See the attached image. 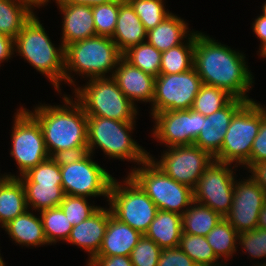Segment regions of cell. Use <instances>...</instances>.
I'll use <instances>...</instances> for the list:
<instances>
[{"mask_svg": "<svg viewBox=\"0 0 266 266\" xmlns=\"http://www.w3.org/2000/svg\"><path fill=\"white\" fill-rule=\"evenodd\" d=\"M246 63L242 53L202 32H194L193 67L202 84L221 88L234 98L253 101L247 93L252 89L254 76Z\"/></svg>", "mask_w": 266, "mask_h": 266, "instance_id": "obj_1", "label": "cell"}, {"mask_svg": "<svg viewBox=\"0 0 266 266\" xmlns=\"http://www.w3.org/2000/svg\"><path fill=\"white\" fill-rule=\"evenodd\" d=\"M63 97V106L41 104L33 112L26 109L39 122L47 152L55 158L88 152L87 115L75 98Z\"/></svg>", "mask_w": 266, "mask_h": 266, "instance_id": "obj_2", "label": "cell"}, {"mask_svg": "<svg viewBox=\"0 0 266 266\" xmlns=\"http://www.w3.org/2000/svg\"><path fill=\"white\" fill-rule=\"evenodd\" d=\"M122 56L114 41L108 36L96 35L71 43L65 47L64 81L76 86L74 76L69 73L72 71L90 79L106 77V73L109 72L113 75Z\"/></svg>", "mask_w": 266, "mask_h": 266, "instance_id": "obj_3", "label": "cell"}, {"mask_svg": "<svg viewBox=\"0 0 266 266\" xmlns=\"http://www.w3.org/2000/svg\"><path fill=\"white\" fill-rule=\"evenodd\" d=\"M38 19L34 13L26 22L14 39V50L47 77L58 92H61L60 84L64 81L65 48L62 44L58 48L54 47Z\"/></svg>", "mask_w": 266, "mask_h": 266, "instance_id": "obj_4", "label": "cell"}, {"mask_svg": "<svg viewBox=\"0 0 266 266\" xmlns=\"http://www.w3.org/2000/svg\"><path fill=\"white\" fill-rule=\"evenodd\" d=\"M135 123L87 116L88 152L93 154L99 147L109 158L137 162L140 167L149 158L150 153L130 136Z\"/></svg>", "mask_w": 266, "mask_h": 266, "instance_id": "obj_5", "label": "cell"}, {"mask_svg": "<svg viewBox=\"0 0 266 266\" xmlns=\"http://www.w3.org/2000/svg\"><path fill=\"white\" fill-rule=\"evenodd\" d=\"M74 93L75 99L81 104L87 116L121 122H135L137 118V106L124 95L110 76L91 78L83 87H76Z\"/></svg>", "mask_w": 266, "mask_h": 266, "instance_id": "obj_6", "label": "cell"}, {"mask_svg": "<svg viewBox=\"0 0 266 266\" xmlns=\"http://www.w3.org/2000/svg\"><path fill=\"white\" fill-rule=\"evenodd\" d=\"M128 175L149 196L157 209L182 215L193 200V189L167 176L150 158Z\"/></svg>", "mask_w": 266, "mask_h": 266, "instance_id": "obj_7", "label": "cell"}, {"mask_svg": "<svg viewBox=\"0 0 266 266\" xmlns=\"http://www.w3.org/2000/svg\"><path fill=\"white\" fill-rule=\"evenodd\" d=\"M91 158L89 152L58 157L63 191L65 195L72 196H104L108 201L114 177Z\"/></svg>", "mask_w": 266, "mask_h": 266, "instance_id": "obj_8", "label": "cell"}, {"mask_svg": "<svg viewBox=\"0 0 266 266\" xmlns=\"http://www.w3.org/2000/svg\"><path fill=\"white\" fill-rule=\"evenodd\" d=\"M260 128V103L247 101L233 116L221 150L214 160L246 167L251 163V149Z\"/></svg>", "mask_w": 266, "mask_h": 266, "instance_id": "obj_9", "label": "cell"}, {"mask_svg": "<svg viewBox=\"0 0 266 266\" xmlns=\"http://www.w3.org/2000/svg\"><path fill=\"white\" fill-rule=\"evenodd\" d=\"M123 184L113 178L108 197L112 215L142 235L154 220L157 206L140 186L129 176Z\"/></svg>", "mask_w": 266, "mask_h": 266, "instance_id": "obj_10", "label": "cell"}, {"mask_svg": "<svg viewBox=\"0 0 266 266\" xmlns=\"http://www.w3.org/2000/svg\"><path fill=\"white\" fill-rule=\"evenodd\" d=\"M12 129L10 155L19 168L20 174L18 176H21L50 156L39 122L26 108L20 107L17 113L15 112Z\"/></svg>", "mask_w": 266, "mask_h": 266, "instance_id": "obj_11", "label": "cell"}, {"mask_svg": "<svg viewBox=\"0 0 266 266\" xmlns=\"http://www.w3.org/2000/svg\"><path fill=\"white\" fill-rule=\"evenodd\" d=\"M234 167V168H233ZM238 166L213 161L199 178L193 189V200L203 204L225 218L232 206L235 172Z\"/></svg>", "mask_w": 266, "mask_h": 266, "instance_id": "obj_12", "label": "cell"}, {"mask_svg": "<svg viewBox=\"0 0 266 266\" xmlns=\"http://www.w3.org/2000/svg\"><path fill=\"white\" fill-rule=\"evenodd\" d=\"M201 85L194 67L187 72L160 74L155 78L151 116L163 111L191 109Z\"/></svg>", "mask_w": 266, "mask_h": 266, "instance_id": "obj_13", "label": "cell"}, {"mask_svg": "<svg viewBox=\"0 0 266 266\" xmlns=\"http://www.w3.org/2000/svg\"><path fill=\"white\" fill-rule=\"evenodd\" d=\"M152 162L167 176L194 189L204 170L214 157L196 145L173 146L161 154L159 161L149 155Z\"/></svg>", "mask_w": 266, "mask_h": 266, "instance_id": "obj_14", "label": "cell"}, {"mask_svg": "<svg viewBox=\"0 0 266 266\" xmlns=\"http://www.w3.org/2000/svg\"><path fill=\"white\" fill-rule=\"evenodd\" d=\"M152 118L155 121L153 138L168 148L193 145L202 129V114L192 109L163 111Z\"/></svg>", "mask_w": 266, "mask_h": 266, "instance_id": "obj_15", "label": "cell"}, {"mask_svg": "<svg viewBox=\"0 0 266 266\" xmlns=\"http://www.w3.org/2000/svg\"><path fill=\"white\" fill-rule=\"evenodd\" d=\"M233 191L231 210L225 219L238 233L254 230L266 201L265 192L251 177L239 182L236 180Z\"/></svg>", "mask_w": 266, "mask_h": 266, "instance_id": "obj_16", "label": "cell"}, {"mask_svg": "<svg viewBox=\"0 0 266 266\" xmlns=\"http://www.w3.org/2000/svg\"><path fill=\"white\" fill-rule=\"evenodd\" d=\"M247 101L233 98L225 107L209 116L202 115V129L194 145L206 150L213 157L221 150L222 143L234 114Z\"/></svg>", "mask_w": 266, "mask_h": 266, "instance_id": "obj_17", "label": "cell"}, {"mask_svg": "<svg viewBox=\"0 0 266 266\" xmlns=\"http://www.w3.org/2000/svg\"><path fill=\"white\" fill-rule=\"evenodd\" d=\"M110 77L134 105L136 101L149 102L152 105L156 77L131 65L123 57Z\"/></svg>", "mask_w": 266, "mask_h": 266, "instance_id": "obj_18", "label": "cell"}, {"mask_svg": "<svg viewBox=\"0 0 266 266\" xmlns=\"http://www.w3.org/2000/svg\"><path fill=\"white\" fill-rule=\"evenodd\" d=\"M111 214L110 208L100 207L88 219L73 226L66 242L78 245L79 248L88 252V261H90L101 247Z\"/></svg>", "mask_w": 266, "mask_h": 266, "instance_id": "obj_19", "label": "cell"}, {"mask_svg": "<svg viewBox=\"0 0 266 266\" xmlns=\"http://www.w3.org/2000/svg\"><path fill=\"white\" fill-rule=\"evenodd\" d=\"M62 21V45L96 36L92 7L87 5L57 4Z\"/></svg>", "mask_w": 266, "mask_h": 266, "instance_id": "obj_20", "label": "cell"}, {"mask_svg": "<svg viewBox=\"0 0 266 266\" xmlns=\"http://www.w3.org/2000/svg\"><path fill=\"white\" fill-rule=\"evenodd\" d=\"M147 30L127 0H119L118 19L111 39L123 54L129 48L145 42Z\"/></svg>", "mask_w": 266, "mask_h": 266, "instance_id": "obj_21", "label": "cell"}, {"mask_svg": "<svg viewBox=\"0 0 266 266\" xmlns=\"http://www.w3.org/2000/svg\"><path fill=\"white\" fill-rule=\"evenodd\" d=\"M141 237L142 234L139 231L111 214L101 247L95 256H130Z\"/></svg>", "mask_w": 266, "mask_h": 266, "instance_id": "obj_22", "label": "cell"}, {"mask_svg": "<svg viewBox=\"0 0 266 266\" xmlns=\"http://www.w3.org/2000/svg\"><path fill=\"white\" fill-rule=\"evenodd\" d=\"M3 228L21 247L48 245L41 216L37 217L30 210L9 221Z\"/></svg>", "mask_w": 266, "mask_h": 266, "instance_id": "obj_23", "label": "cell"}, {"mask_svg": "<svg viewBox=\"0 0 266 266\" xmlns=\"http://www.w3.org/2000/svg\"><path fill=\"white\" fill-rule=\"evenodd\" d=\"M184 19L171 13L155 28L147 31V42L158 51L164 52L183 43L193 33ZM190 32V34H189Z\"/></svg>", "mask_w": 266, "mask_h": 266, "instance_id": "obj_24", "label": "cell"}, {"mask_svg": "<svg viewBox=\"0 0 266 266\" xmlns=\"http://www.w3.org/2000/svg\"><path fill=\"white\" fill-rule=\"evenodd\" d=\"M182 233V215L158 209L145 236L163 249L178 247Z\"/></svg>", "mask_w": 266, "mask_h": 266, "instance_id": "obj_25", "label": "cell"}, {"mask_svg": "<svg viewBox=\"0 0 266 266\" xmlns=\"http://www.w3.org/2000/svg\"><path fill=\"white\" fill-rule=\"evenodd\" d=\"M27 208L24 186L18 177H6L0 183V224L23 214Z\"/></svg>", "mask_w": 266, "mask_h": 266, "instance_id": "obj_26", "label": "cell"}, {"mask_svg": "<svg viewBox=\"0 0 266 266\" xmlns=\"http://www.w3.org/2000/svg\"><path fill=\"white\" fill-rule=\"evenodd\" d=\"M221 219L211 208L193 201L182 214V232L206 236Z\"/></svg>", "mask_w": 266, "mask_h": 266, "instance_id": "obj_27", "label": "cell"}, {"mask_svg": "<svg viewBox=\"0 0 266 266\" xmlns=\"http://www.w3.org/2000/svg\"><path fill=\"white\" fill-rule=\"evenodd\" d=\"M25 190L27 208L40 212L59 207L65 193L61 184L22 183Z\"/></svg>", "mask_w": 266, "mask_h": 266, "instance_id": "obj_28", "label": "cell"}, {"mask_svg": "<svg viewBox=\"0 0 266 266\" xmlns=\"http://www.w3.org/2000/svg\"><path fill=\"white\" fill-rule=\"evenodd\" d=\"M185 41L162 52L160 74L182 73L193 68L194 31Z\"/></svg>", "mask_w": 266, "mask_h": 266, "instance_id": "obj_29", "label": "cell"}, {"mask_svg": "<svg viewBox=\"0 0 266 266\" xmlns=\"http://www.w3.org/2000/svg\"><path fill=\"white\" fill-rule=\"evenodd\" d=\"M33 14L17 1L0 0V33L15 39Z\"/></svg>", "mask_w": 266, "mask_h": 266, "instance_id": "obj_30", "label": "cell"}, {"mask_svg": "<svg viewBox=\"0 0 266 266\" xmlns=\"http://www.w3.org/2000/svg\"><path fill=\"white\" fill-rule=\"evenodd\" d=\"M238 235L239 233L234 227L225 218H222L205 237L215 255L219 259L227 258V261L237 251Z\"/></svg>", "mask_w": 266, "mask_h": 266, "instance_id": "obj_31", "label": "cell"}, {"mask_svg": "<svg viewBox=\"0 0 266 266\" xmlns=\"http://www.w3.org/2000/svg\"><path fill=\"white\" fill-rule=\"evenodd\" d=\"M178 247L198 266H227L218 262L205 236L182 233Z\"/></svg>", "mask_w": 266, "mask_h": 266, "instance_id": "obj_32", "label": "cell"}, {"mask_svg": "<svg viewBox=\"0 0 266 266\" xmlns=\"http://www.w3.org/2000/svg\"><path fill=\"white\" fill-rule=\"evenodd\" d=\"M122 57L145 73L154 77L160 75L162 52L147 41L129 48Z\"/></svg>", "mask_w": 266, "mask_h": 266, "instance_id": "obj_33", "label": "cell"}, {"mask_svg": "<svg viewBox=\"0 0 266 266\" xmlns=\"http://www.w3.org/2000/svg\"><path fill=\"white\" fill-rule=\"evenodd\" d=\"M44 233L49 245L56 244L58 241H67L73 225L69 222L60 207L45 209L39 212Z\"/></svg>", "mask_w": 266, "mask_h": 266, "instance_id": "obj_34", "label": "cell"}, {"mask_svg": "<svg viewBox=\"0 0 266 266\" xmlns=\"http://www.w3.org/2000/svg\"><path fill=\"white\" fill-rule=\"evenodd\" d=\"M233 98L221 88L202 84L191 109L206 117L225 107Z\"/></svg>", "mask_w": 266, "mask_h": 266, "instance_id": "obj_35", "label": "cell"}, {"mask_svg": "<svg viewBox=\"0 0 266 266\" xmlns=\"http://www.w3.org/2000/svg\"><path fill=\"white\" fill-rule=\"evenodd\" d=\"M141 20L145 29L149 31L160 24L172 12L164 6V0H127Z\"/></svg>", "mask_w": 266, "mask_h": 266, "instance_id": "obj_36", "label": "cell"}, {"mask_svg": "<svg viewBox=\"0 0 266 266\" xmlns=\"http://www.w3.org/2000/svg\"><path fill=\"white\" fill-rule=\"evenodd\" d=\"M18 177L22 183L61 184L62 175L58 158L49 157Z\"/></svg>", "mask_w": 266, "mask_h": 266, "instance_id": "obj_37", "label": "cell"}, {"mask_svg": "<svg viewBox=\"0 0 266 266\" xmlns=\"http://www.w3.org/2000/svg\"><path fill=\"white\" fill-rule=\"evenodd\" d=\"M119 0L92 6L96 35L112 37L118 19Z\"/></svg>", "mask_w": 266, "mask_h": 266, "instance_id": "obj_38", "label": "cell"}, {"mask_svg": "<svg viewBox=\"0 0 266 266\" xmlns=\"http://www.w3.org/2000/svg\"><path fill=\"white\" fill-rule=\"evenodd\" d=\"M88 197L65 195L59 205L69 222L74 226L88 219L101 206L89 204Z\"/></svg>", "mask_w": 266, "mask_h": 266, "instance_id": "obj_39", "label": "cell"}, {"mask_svg": "<svg viewBox=\"0 0 266 266\" xmlns=\"http://www.w3.org/2000/svg\"><path fill=\"white\" fill-rule=\"evenodd\" d=\"M162 249L145 235L138 240L130 254L133 266H157Z\"/></svg>", "mask_w": 266, "mask_h": 266, "instance_id": "obj_40", "label": "cell"}, {"mask_svg": "<svg viewBox=\"0 0 266 266\" xmlns=\"http://www.w3.org/2000/svg\"><path fill=\"white\" fill-rule=\"evenodd\" d=\"M237 244L241 245L244 253H248L251 258L266 257V230L255 228L254 230L242 232L238 235ZM257 266H266V263Z\"/></svg>", "mask_w": 266, "mask_h": 266, "instance_id": "obj_41", "label": "cell"}, {"mask_svg": "<svg viewBox=\"0 0 266 266\" xmlns=\"http://www.w3.org/2000/svg\"><path fill=\"white\" fill-rule=\"evenodd\" d=\"M266 161V107L260 104V128L251 149V163Z\"/></svg>", "mask_w": 266, "mask_h": 266, "instance_id": "obj_42", "label": "cell"}, {"mask_svg": "<svg viewBox=\"0 0 266 266\" xmlns=\"http://www.w3.org/2000/svg\"><path fill=\"white\" fill-rule=\"evenodd\" d=\"M157 266H198L179 247L163 248Z\"/></svg>", "mask_w": 266, "mask_h": 266, "instance_id": "obj_43", "label": "cell"}, {"mask_svg": "<svg viewBox=\"0 0 266 266\" xmlns=\"http://www.w3.org/2000/svg\"><path fill=\"white\" fill-rule=\"evenodd\" d=\"M87 266H133L130 256H94Z\"/></svg>", "mask_w": 266, "mask_h": 266, "instance_id": "obj_44", "label": "cell"}, {"mask_svg": "<svg viewBox=\"0 0 266 266\" xmlns=\"http://www.w3.org/2000/svg\"><path fill=\"white\" fill-rule=\"evenodd\" d=\"M249 175L257 185L265 192L266 195V161L259 163H250L247 166Z\"/></svg>", "mask_w": 266, "mask_h": 266, "instance_id": "obj_45", "label": "cell"}, {"mask_svg": "<svg viewBox=\"0 0 266 266\" xmlns=\"http://www.w3.org/2000/svg\"><path fill=\"white\" fill-rule=\"evenodd\" d=\"M253 32L257 35V38L260 39L261 46H259L260 56L263 58L266 56V16L261 14L255 19L252 24Z\"/></svg>", "mask_w": 266, "mask_h": 266, "instance_id": "obj_46", "label": "cell"}, {"mask_svg": "<svg viewBox=\"0 0 266 266\" xmlns=\"http://www.w3.org/2000/svg\"><path fill=\"white\" fill-rule=\"evenodd\" d=\"M14 39L0 33V64L14 55Z\"/></svg>", "mask_w": 266, "mask_h": 266, "instance_id": "obj_47", "label": "cell"}, {"mask_svg": "<svg viewBox=\"0 0 266 266\" xmlns=\"http://www.w3.org/2000/svg\"><path fill=\"white\" fill-rule=\"evenodd\" d=\"M112 0H55L56 4H70V5H87L96 6L100 4H106Z\"/></svg>", "mask_w": 266, "mask_h": 266, "instance_id": "obj_48", "label": "cell"}, {"mask_svg": "<svg viewBox=\"0 0 266 266\" xmlns=\"http://www.w3.org/2000/svg\"><path fill=\"white\" fill-rule=\"evenodd\" d=\"M14 1H17L18 3L26 6L33 13L35 7L39 8L40 6H46V4L48 5L49 2V0H14Z\"/></svg>", "mask_w": 266, "mask_h": 266, "instance_id": "obj_49", "label": "cell"}, {"mask_svg": "<svg viewBox=\"0 0 266 266\" xmlns=\"http://www.w3.org/2000/svg\"><path fill=\"white\" fill-rule=\"evenodd\" d=\"M257 228L266 230V201L260 211Z\"/></svg>", "mask_w": 266, "mask_h": 266, "instance_id": "obj_50", "label": "cell"}, {"mask_svg": "<svg viewBox=\"0 0 266 266\" xmlns=\"http://www.w3.org/2000/svg\"><path fill=\"white\" fill-rule=\"evenodd\" d=\"M6 177H15V175H11V174H3L0 176V183L6 178Z\"/></svg>", "mask_w": 266, "mask_h": 266, "instance_id": "obj_51", "label": "cell"}, {"mask_svg": "<svg viewBox=\"0 0 266 266\" xmlns=\"http://www.w3.org/2000/svg\"><path fill=\"white\" fill-rule=\"evenodd\" d=\"M262 7H263V8H262V11H263L262 14L266 16V1H265V3L263 4Z\"/></svg>", "mask_w": 266, "mask_h": 266, "instance_id": "obj_52", "label": "cell"}, {"mask_svg": "<svg viewBox=\"0 0 266 266\" xmlns=\"http://www.w3.org/2000/svg\"><path fill=\"white\" fill-rule=\"evenodd\" d=\"M0 266H5V262L1 256H0Z\"/></svg>", "mask_w": 266, "mask_h": 266, "instance_id": "obj_53", "label": "cell"}]
</instances>
